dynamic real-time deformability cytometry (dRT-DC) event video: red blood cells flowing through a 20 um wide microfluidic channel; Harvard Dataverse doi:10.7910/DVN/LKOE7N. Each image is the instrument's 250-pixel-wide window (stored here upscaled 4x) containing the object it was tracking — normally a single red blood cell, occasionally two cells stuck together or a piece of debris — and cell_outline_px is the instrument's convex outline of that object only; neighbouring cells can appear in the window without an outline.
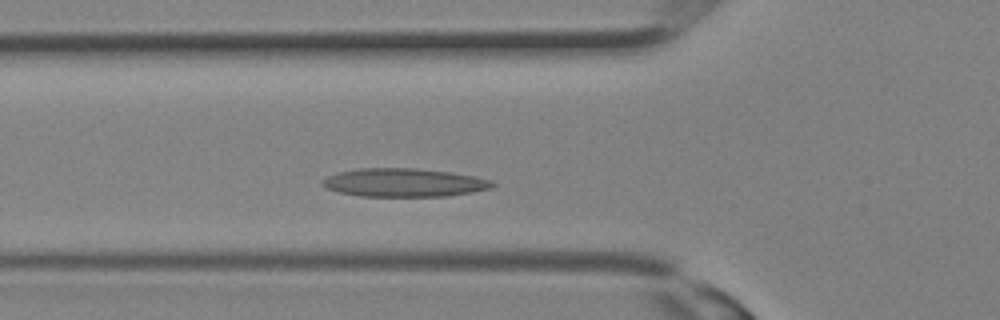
{"species": "Egyptian fruit bat (a non-hibernating species)", "species_latin": "Rousettus aegyptiacus", "temperature_condition": "room temperature", "stored_images_in_passage": 18, "camera_frame_rate_fps": 3000, "um_per_image_px": 0.085, "animal": {"sex": "female"}, "frame": {"image": 1, "passage_image": 6, "time_ms": 1.667, "image_size_px": [1000, 320], "cell_outline_px": [[496, 184], [492, 188], [472, 192], [448, 196], [360, 196], [340, 192], [328, 188], [320, 184], [320, 180], [336, 172], [360, 168], [416, 168], [448, 172], [472, 176], [492, 180]], "centroid_in_image_um": [34.32, 15.52], "position_along_channel_um": 91.5, "area_um2": 28.09}}
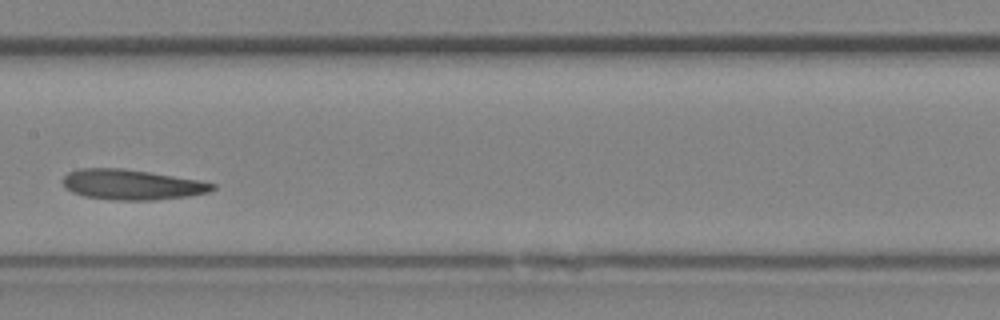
{"frame": {"image": 2, "passage_image": 11, "time_ms": 3.333, "image_size_px": [1000, 320], "cell_outline_px": [[216, 188], [208, 192], [188, 196], [152, 200], [116, 200], [84, 196], [72, 192], [60, 180], [68, 172], [80, 168], [120, 168], [148, 172], [200, 180], [216, 184]], "centroid_in_image_um": [11.2, 15.69], "position_along_channel_um": 196.2, "area_um2": 26.24}}
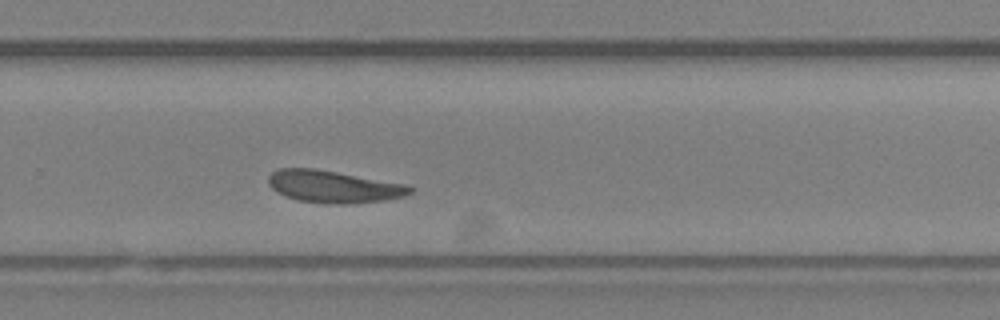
{"frame": {"image": 3, "passage_image": 16, "time_ms": 5.0, "image_size_px": [1000, 320], "cell_outline_px": [[412, 192], [404, 196], [384, 200], [348, 204], [332, 204], [300, 200], [276, 192], [268, 184], [268, 176], [272, 172], [280, 168], [316, 168], [404, 184], [412, 188]], "centroid_in_image_um": [28.32, 15.85], "position_along_channel_um": 301.5, "area_um2": 26.3}}